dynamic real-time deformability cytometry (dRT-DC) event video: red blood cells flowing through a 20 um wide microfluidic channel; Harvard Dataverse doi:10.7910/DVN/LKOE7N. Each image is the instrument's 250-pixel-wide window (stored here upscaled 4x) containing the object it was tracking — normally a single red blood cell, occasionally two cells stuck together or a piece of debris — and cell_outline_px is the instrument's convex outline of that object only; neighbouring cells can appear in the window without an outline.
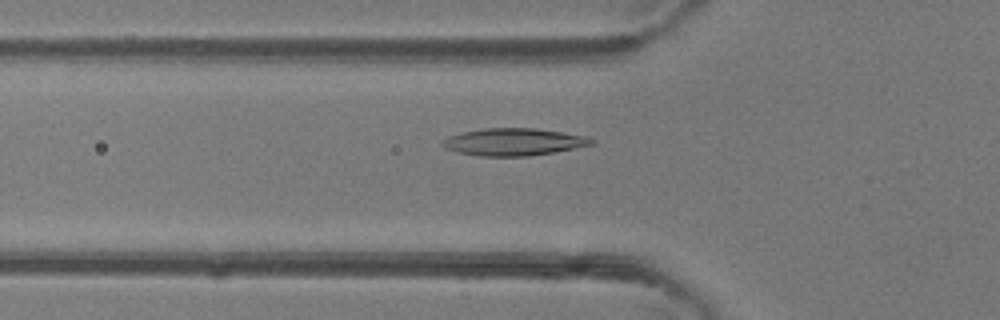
{"species": "common noctule bat (a hibernating species)", "species_latin": "Nyctalus noctula", "temperature_condition": "room temperature", "stored_images_in_passage": 35, "camera_frame_rate_fps": 3000, "um_per_image_px": 0.085, "animal": {"sex": "female"}, "frame": {"image": 1, "passage_image": 9, "time_ms": 2.667, "image_size_px": [1000, 320], "cell_outline_px": [[596, 144], [552, 152], [528, 156], [480, 156], [460, 152], [448, 148], [440, 144], [440, 140], [448, 136], [464, 132], [484, 128], [536, 128], [584, 136], [596, 140]], "centroid_in_image_um": [43.66, 12.06], "position_along_channel_um": 82.1, "area_um2": 23.47}}
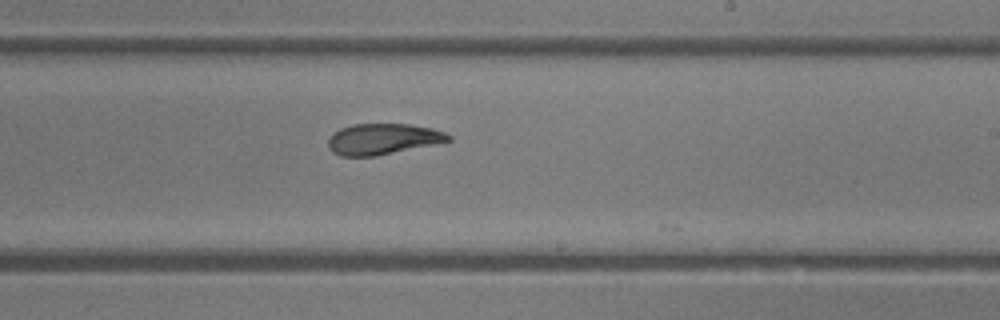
{"frame": {"image": 2, "passage_image": 21, "time_ms": 6.667, "image_size_px": [1000, 320], "cell_outline_px": [[452, 140], [376, 156], [340, 156], [332, 152], [328, 148], [328, 140], [340, 128], [352, 124], [408, 124], [432, 128], [444, 132], [452, 136]], "centroid_in_image_um": [32.53, 11.82], "position_along_channel_um": 256.5, "area_um2": 21.5}}
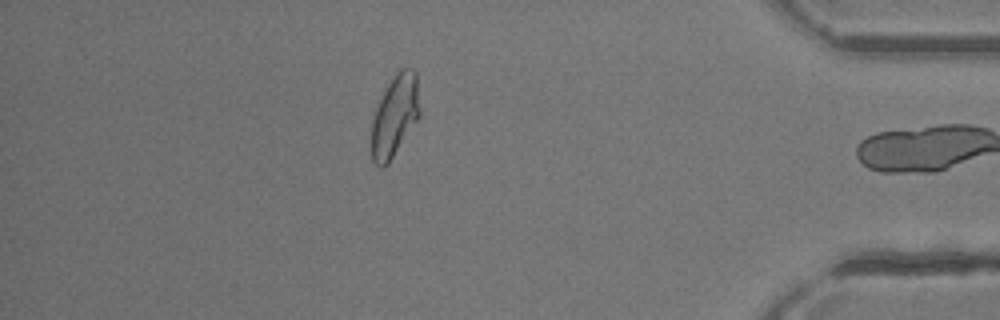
{"frame": {"image": 3, "passage_image": 34, "time_ms": 11.0, "image_size_px": [1000, 320], "cell_outline_px": [[420, 116], [388, 164], [384, 168], [380, 168], [372, 160], [372, 116], [388, 84], [396, 72], [400, 68], [412, 68], [416, 72], [420, 108]], "centroid_in_image_um": [33.57, 9.85], "position_along_channel_um": 401.6, "area_um2": 22.89}, "authors_computed_cell_mechanics": {"area_um2": 22.7154, "velocity_mm_per_s": 4.3358, "shape_relaxation_time_tau1_ms": null, "shape_relaxation_time_tau2_ms": 3.882, "deformation_change_tau1": null, "deformation_change_tau2": 0.0955}}